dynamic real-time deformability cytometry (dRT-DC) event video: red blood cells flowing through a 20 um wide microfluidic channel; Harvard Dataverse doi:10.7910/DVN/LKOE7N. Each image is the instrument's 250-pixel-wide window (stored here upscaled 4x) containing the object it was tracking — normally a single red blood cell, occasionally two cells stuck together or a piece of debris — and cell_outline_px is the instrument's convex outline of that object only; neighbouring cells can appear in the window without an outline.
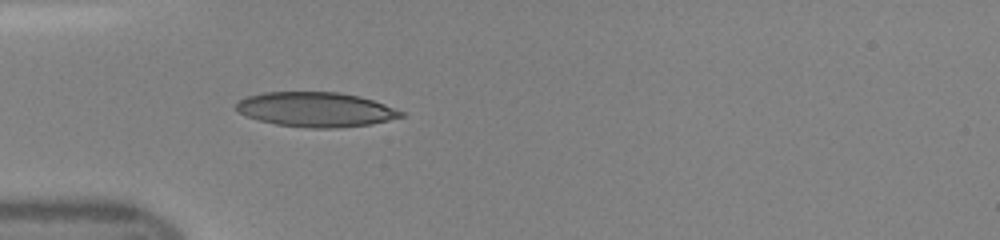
{"species": "human", "species_latin": "Homo sapiens", "temperature_condition": "room temperature", "stored_images_in_passage": 33, "camera_frame_rate_fps": 3000, "um_per_image_px": 0.085, "donor": {"sex": "female"}, "frame": {"image": 1, "passage_image": 1, "time_ms": 0.0, "image_size_px": [1000, 240], "cell_outline_px": [[404, 116], [372, 124], [336, 128], [312, 128], [276, 124], [260, 120], [248, 116], [240, 112], [236, 108], [236, 104], [240, 100], [248, 96], [264, 92], [336, 92], [360, 96], [384, 104], [404, 112]], "centroid_in_image_um": [26.87, 9.31], "position_along_channel_um": 58.1, "area_um2": 33.0}}
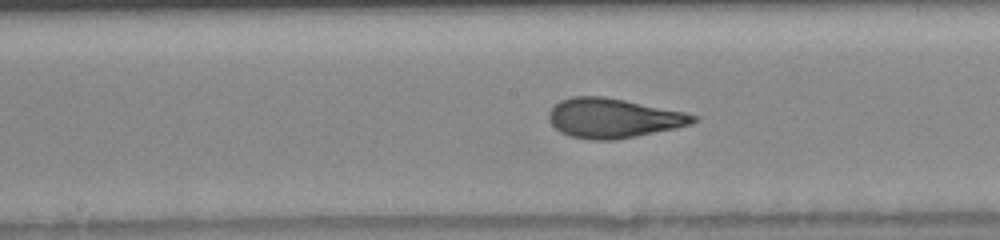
{"frame": {"image": 2, "passage_image": 11, "time_ms": 3.333, "image_size_px": [1000, 240], "cell_outline_px": [[700, 116], [692, 124], [676, 128], [616, 140], [592, 140], [572, 136], [560, 132], [552, 124], [548, 116], [552, 108], [560, 100], [572, 96], [604, 96], [684, 112]], "centroid_in_image_um": [52.14, 10.04], "position_along_channel_um": 196.1, "area_um2": 33.06}}
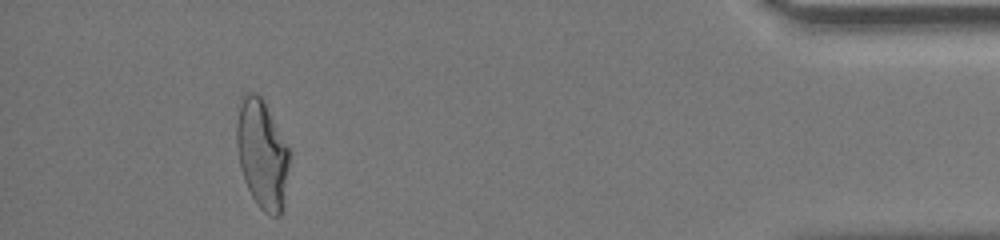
{"frame": {"image": 3, "passage_image": 30, "time_ms": 9.667, "image_size_px": [1000, 240], "cell_outline_px": [[288, 164], [284, 204], [280, 216], [272, 216], [264, 212], [256, 204], [244, 180], [240, 168], [236, 148], [236, 124], [240, 96], [244, 92], [256, 92], [264, 100], [288, 148]], "centroid_in_image_um": [22.23, 13.07], "position_along_channel_um": 413.0, "area_um2": 33.58}}